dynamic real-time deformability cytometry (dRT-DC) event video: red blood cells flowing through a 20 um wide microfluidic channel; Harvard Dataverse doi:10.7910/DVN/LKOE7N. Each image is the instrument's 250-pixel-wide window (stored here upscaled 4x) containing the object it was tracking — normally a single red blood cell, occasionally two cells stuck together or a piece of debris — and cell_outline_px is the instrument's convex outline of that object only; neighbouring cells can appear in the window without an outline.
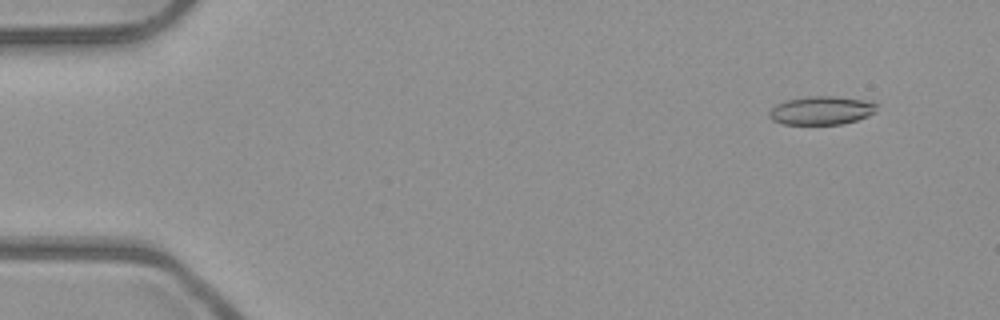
{"species": "common noctule bat (a hibernating species)", "species_latin": "Nyctalus noctula", "temperature_condition": "room temperature", "stored_images_in_passage": 4, "camera_frame_rate_fps": 3000, "um_per_image_px": 0.085, "animal": {"sex": "male", "body_mass_g": 23.1, "forearm_length_mm": 52.7}, "frame": {"image": 1, "passage_image": 1, "time_ms": 0.0, "image_size_px": [1000, 320], "cell_outline_px": [[876, 112], [868, 116], [856, 120], [840, 124], [784, 124], [772, 120], [768, 116], [768, 112], [776, 104], [784, 100], [808, 96], [832, 96], [864, 100], [876, 104]], "centroid_in_image_um": [69.78, 9.38], "position_along_channel_um": 15.2, "area_um2": 17.8}}
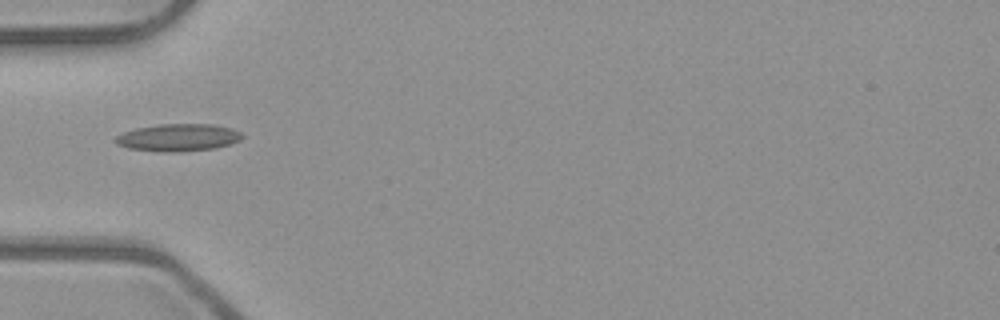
{"frame": {"image": 2, "passage_image": 4, "time_ms": 1.0, "image_size_px": [1000, 320], "cell_outline_px": [[244, 136], [240, 140], [216, 148], [180, 152], [164, 152], [128, 148], [116, 144], [116, 136], [124, 132], [136, 128], [160, 124], [212, 124], [232, 128], [240, 132]], "centroid_in_image_um": [15.16, 11.69], "position_along_channel_um": 69.8, "area_um2": 20.17}}